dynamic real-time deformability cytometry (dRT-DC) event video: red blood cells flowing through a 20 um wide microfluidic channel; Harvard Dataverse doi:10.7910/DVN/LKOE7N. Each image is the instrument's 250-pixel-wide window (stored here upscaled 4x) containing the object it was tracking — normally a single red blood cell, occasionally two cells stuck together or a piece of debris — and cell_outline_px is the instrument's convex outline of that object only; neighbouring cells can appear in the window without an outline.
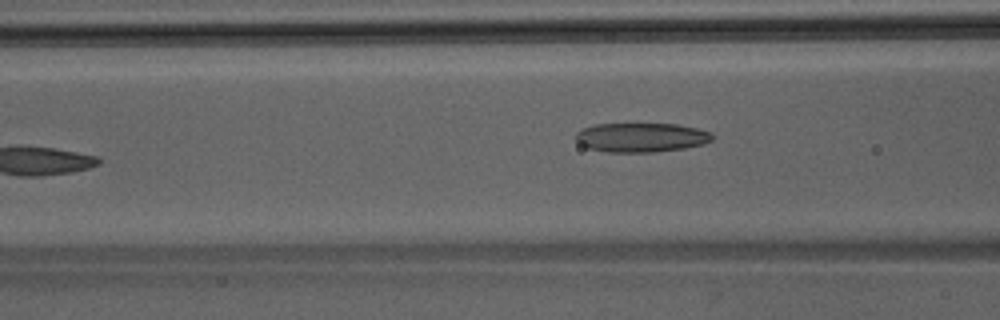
{"species": "Egyptian fruit bat (a non-hibernating species)", "species_latin": "Rousettus aegyptiacus", "temperature_condition": "room temperature", "stored_images_in_passage": 6, "camera_frame_rate_fps": 3000, "um_per_image_px": 0.085, "animal": {"sex": "male"}, "frame": {"image": 1, "passage_image": 6, "time_ms": 1.667, "image_size_px": [1000, 320], "cell_outline_px": [[712, 140], [704, 144], [684, 148], [652, 152], [608, 152], [588, 148], [580, 144], [576, 140], [576, 132], [584, 128], [596, 124], [676, 124], [696, 128], [712, 132]], "centroid_in_image_um": [54.51, 11.68], "position_along_channel_um": 112.1, "area_um2": 23.18}}